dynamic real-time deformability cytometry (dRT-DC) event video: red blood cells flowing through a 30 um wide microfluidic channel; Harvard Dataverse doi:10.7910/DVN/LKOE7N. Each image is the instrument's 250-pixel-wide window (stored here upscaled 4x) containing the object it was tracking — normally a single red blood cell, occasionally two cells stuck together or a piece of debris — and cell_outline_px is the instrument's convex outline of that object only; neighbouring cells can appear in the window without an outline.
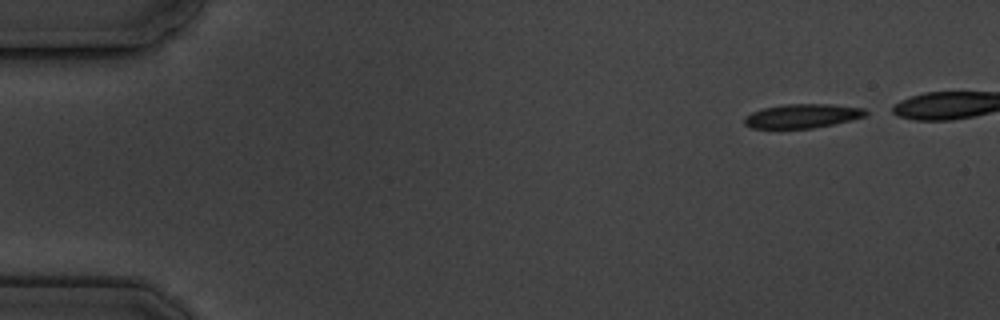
{"species": "common noctule bat (a hibernating species)", "species_latin": "Nyctalus noctula", "temperature_condition": "cold", "stored_images_in_passage": 8, "segment_of_instrument_passage": [1, 2], "camera_frame_rate_fps": 3000, "um_per_image_px": 0.085, "animal": {"sex": "male", "body_mass_g": 19.5, "forearm_length_mm": 54.6}, "frame": {"image": 1, "passage_image": 1, "time_ms": 0.0, "image_size_px": [1000, 320], "cell_outline_px": [[868, 112], [864, 116], [832, 124], [812, 128], [752, 128], [744, 124], [744, 116], [752, 112], [764, 108], [784, 104], [832, 104], [864, 108]], "centroid_in_image_um": [68.16, 9.85], "position_along_channel_um": 16.8, "area_um2": 16.82}}
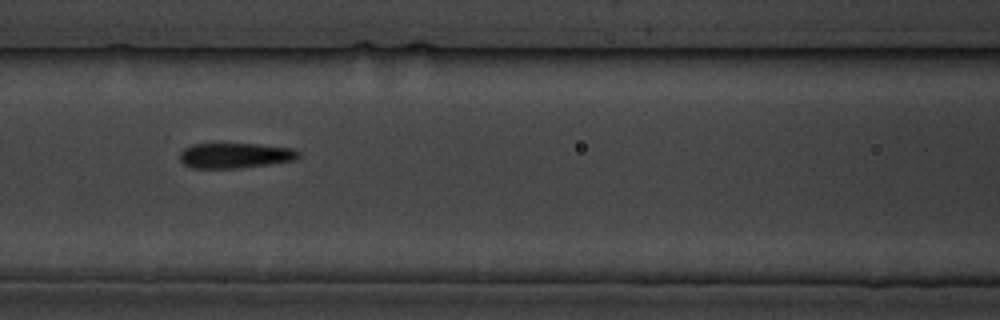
{"frame": {"image": 2, "passage_image": 6, "time_ms": 6.667, "image_size_px": [1000, 320], "cell_outline_px": [[300, 156], [296, 160], [240, 168], [192, 168], [184, 164], [180, 160], [180, 152], [184, 148], [192, 144], [256, 144], [296, 148], [300, 152]], "centroid_in_image_um": [20.02, 13.21], "position_along_channel_um": 146.6, "area_um2": 17.57}}
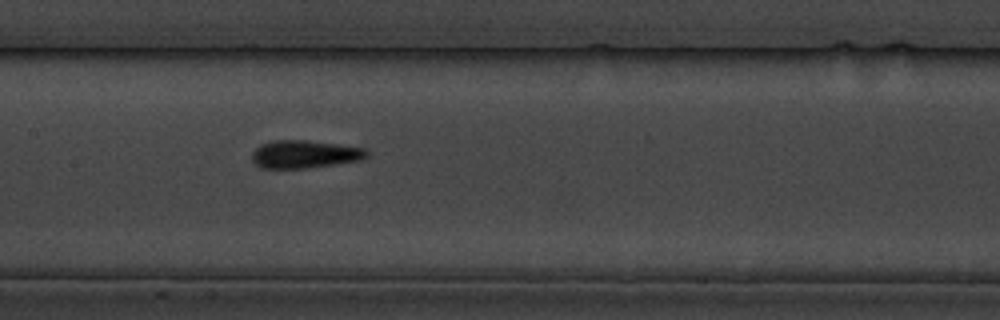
{"frame": {"image": 3, "passage_image": 7, "time_ms": 7.667, "image_size_px": [1000, 320], "cell_outline_px": [[368, 156], [360, 160], [336, 164], [308, 168], [260, 168], [252, 160], [252, 152], [260, 144], [272, 140], [304, 140], [336, 144], [364, 148], [368, 152]], "centroid_in_image_um": [25.86, 13.11], "position_along_channel_um": 181.5, "area_um2": 18.61}}